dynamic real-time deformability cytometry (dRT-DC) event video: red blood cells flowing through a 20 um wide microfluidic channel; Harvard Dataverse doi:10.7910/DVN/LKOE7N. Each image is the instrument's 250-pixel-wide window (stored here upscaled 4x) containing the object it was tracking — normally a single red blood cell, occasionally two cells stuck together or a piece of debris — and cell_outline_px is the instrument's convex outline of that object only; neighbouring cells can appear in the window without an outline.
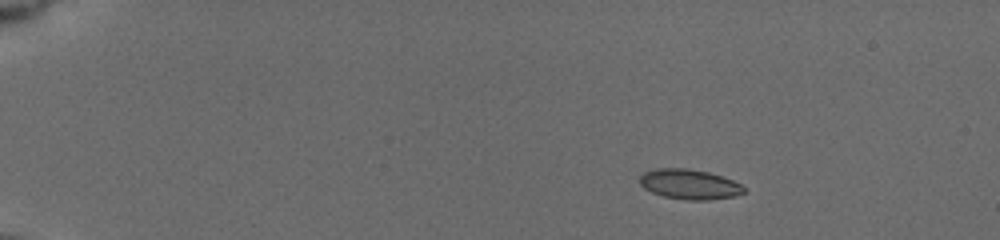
{"species": "common noctule bat (a hibernating species)", "species_latin": "Nyctalus noctula", "temperature_condition": "cold", "stored_images_in_passage": 48, "camera_frame_rate_fps": 3000, "um_per_image_px": 0.085, "animal": {"sex": "female", "body_mass_g": 19.5, "forearm_length_mm": 54.1}, "frame": {"image": 1, "passage_image": 1, "time_ms": 0.0, "image_size_px": [1000, 240], "cell_outline_px": [[744, 192], [736, 196], [708, 200], [684, 200], [664, 196], [652, 192], [644, 188], [640, 184], [640, 176], [644, 172], [656, 168], [688, 168], [708, 172], [724, 176], [740, 184], [744, 188]], "centroid_in_image_um": [58.6, 15.66], "position_along_channel_um": 26.4, "area_um2": 18.26}}
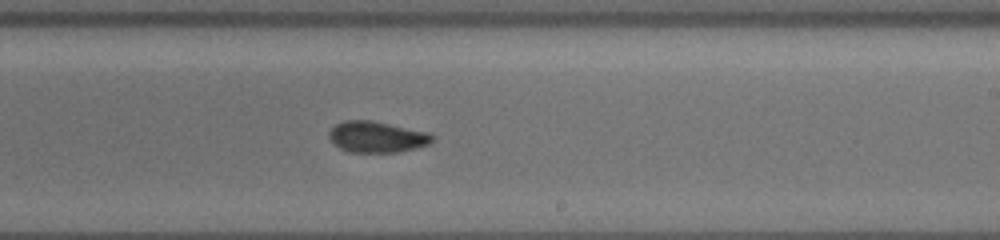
{"frame": {"image": 2, "passage_image": 28, "time_ms": 9.0, "image_size_px": [1000, 240], "cell_outline_px": [[436, 136], [428, 144], [416, 148], [396, 152], [348, 152], [340, 148], [328, 136], [328, 132], [336, 124], [348, 120], [368, 120], [428, 132]], "centroid_in_image_um": [32.03, 11.64], "position_along_channel_um": 257.0, "area_um2": 18.44}}
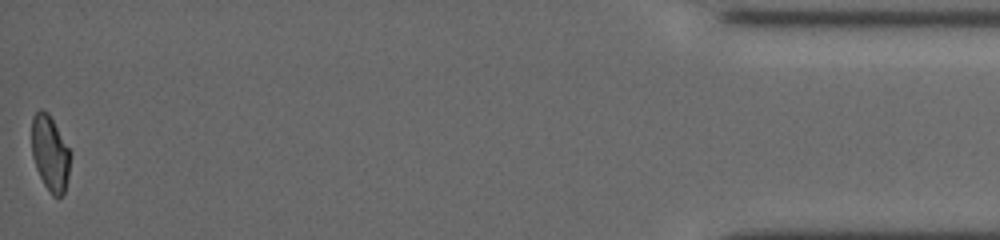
{"frame": {"image": 3, "passage_image": 48, "time_ms": 15.667, "image_size_px": [1000, 240], "cell_outline_px": [[72, 156], [68, 176], [64, 192], [60, 196], [52, 196], [44, 184], [36, 168], [32, 156], [32, 116], [40, 108], [48, 112], [72, 152]], "centroid_in_image_um": [4.27, 13.01], "position_along_channel_um": 430.9, "area_um2": 17.17}, "authors_computed_cell_mechanics": {"area_um2": 18.1203, "velocity_mm_per_s": 3.7669, "shape_relaxation_time_tau1_ms": null, "shape_relaxation_time_tau2_ms": 2.3161, "deformation_change_tau1": null, "deformation_change_tau2": 0.0575}}